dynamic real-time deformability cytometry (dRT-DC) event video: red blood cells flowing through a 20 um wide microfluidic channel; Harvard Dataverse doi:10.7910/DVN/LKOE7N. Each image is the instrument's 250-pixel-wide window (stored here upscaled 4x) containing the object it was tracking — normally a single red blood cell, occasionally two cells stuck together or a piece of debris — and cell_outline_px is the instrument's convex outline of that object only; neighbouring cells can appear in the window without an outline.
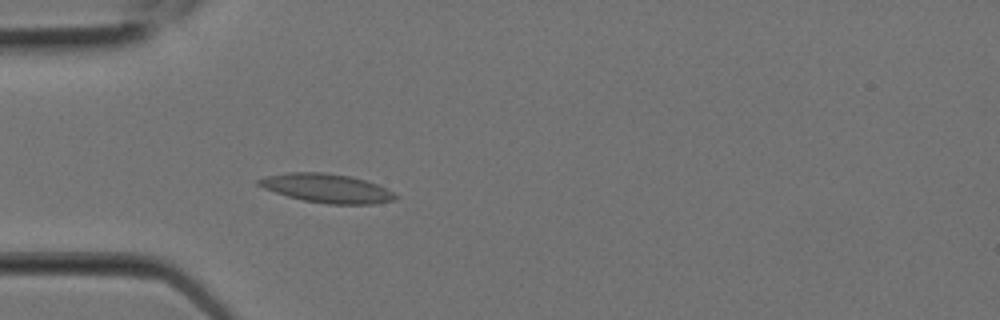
{"species": "Egyptian fruit bat (a non-hibernating species)", "species_latin": "Rousettus aegyptiacus", "temperature_condition": "room temperature", "stored_images_in_passage": 3, "camera_frame_rate_fps": 3000, "um_per_image_px": 0.085, "animal": {"sex": "female"}, "frame": {"image": 1, "passage_image": 3, "time_ms": 0.667, "image_size_px": [1000, 320], "cell_outline_px": [[400, 196], [396, 200], [372, 204], [328, 204], [304, 200], [288, 196], [264, 188], [256, 184], [256, 180], [268, 176], [288, 172], [324, 172], [348, 176], [364, 180], [376, 184], [396, 192]], "centroid_in_image_um": [27.83, 16.01], "position_along_channel_um": 57.2, "area_um2": 22.95}}